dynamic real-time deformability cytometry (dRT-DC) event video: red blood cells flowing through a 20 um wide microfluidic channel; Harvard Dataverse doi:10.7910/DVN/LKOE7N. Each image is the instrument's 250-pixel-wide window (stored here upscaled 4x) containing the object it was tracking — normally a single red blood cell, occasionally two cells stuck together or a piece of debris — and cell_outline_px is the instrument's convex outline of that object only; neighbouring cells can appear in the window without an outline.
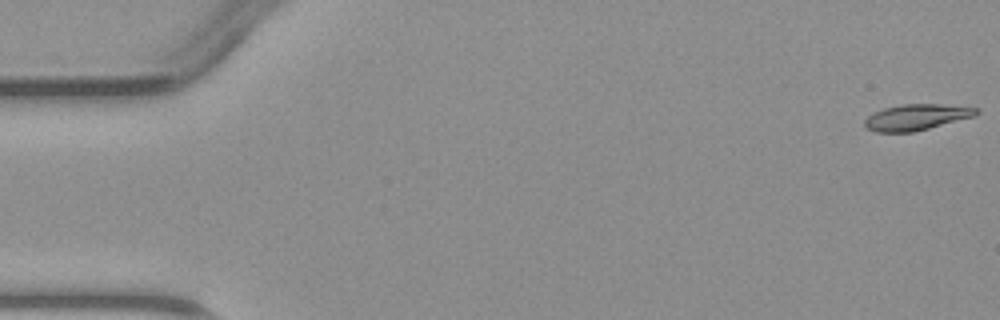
{"species": "common noctule bat (a hibernating species)", "species_latin": "Nyctalus noctula", "temperature_condition": "warm", "stored_images_in_passage": 5, "camera_frame_rate_fps": 3000, "um_per_image_px": 0.085, "animal": {"sex": "male", "body_mass_g": 23.1, "forearm_length_mm": 52.7}, "frame": {"image": 1, "passage_image": 1, "time_ms": 0.0, "image_size_px": [1000, 320], "cell_outline_px": [[980, 112], [976, 116], [912, 132], [876, 132], [868, 128], [864, 124], [864, 120], [872, 112], [884, 108], [900, 104], [940, 104], [980, 108]], "centroid_in_image_um": [77.91, 9.95], "position_along_channel_um": 7.1, "area_um2": 16.94}}
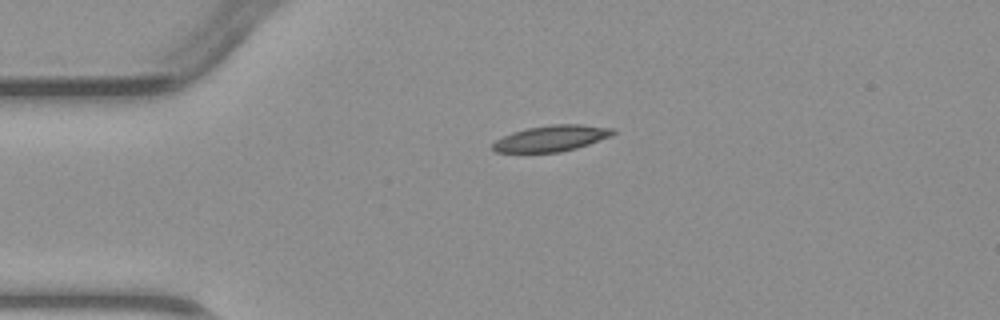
{"frame": {"image": 2, "passage_image": 5, "time_ms": 5.667, "image_size_px": [1000, 320], "cell_outline_px": [[616, 132], [612, 136], [576, 148], [560, 152], [496, 152], [492, 148], [492, 144], [496, 140], [512, 132], [528, 128], [552, 124], [580, 124], [612, 128]], "centroid_in_image_um": [46.88, 11.75], "position_along_channel_um": 38.1, "area_um2": 18.09}}